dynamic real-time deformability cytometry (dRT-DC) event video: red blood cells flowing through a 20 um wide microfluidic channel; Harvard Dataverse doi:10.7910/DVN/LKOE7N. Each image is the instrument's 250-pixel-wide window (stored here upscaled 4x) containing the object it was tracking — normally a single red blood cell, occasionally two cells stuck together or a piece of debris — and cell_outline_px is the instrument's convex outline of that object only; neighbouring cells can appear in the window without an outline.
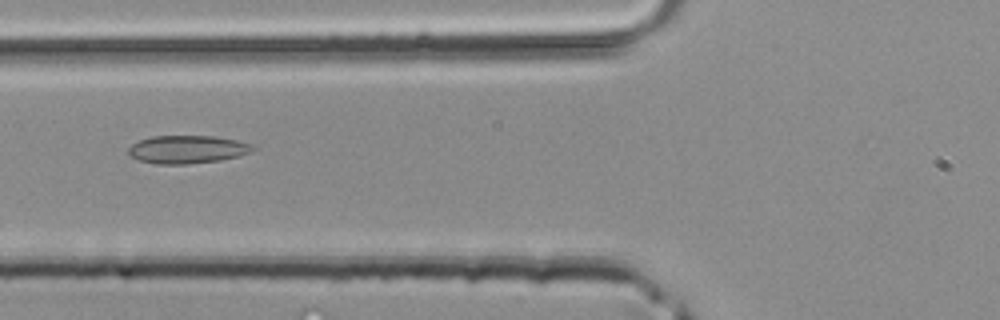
{"species": "common noctule bat (a hibernating species)", "species_latin": "Nyctalus noctula", "temperature_condition": "room temperature", "stored_images_in_passage": 37, "camera_frame_rate_fps": 3000, "um_per_image_px": 0.085, "animal": {"sex": "male", "body_mass_g": 20.4}, "frame": {"image": 1, "passage_image": 11, "time_ms": 3.333, "image_size_px": [1000, 320], "cell_outline_px": [[256, 148], [252, 152], [240, 156], [220, 160], [184, 164], [156, 164], [140, 160], [132, 156], [128, 152], [128, 148], [132, 144], [140, 140], [152, 136], [212, 136], [236, 140], [252, 144]], "centroid_in_image_um": [15.95, 12.7], "position_along_channel_um": 109.8, "area_um2": 20.23}}
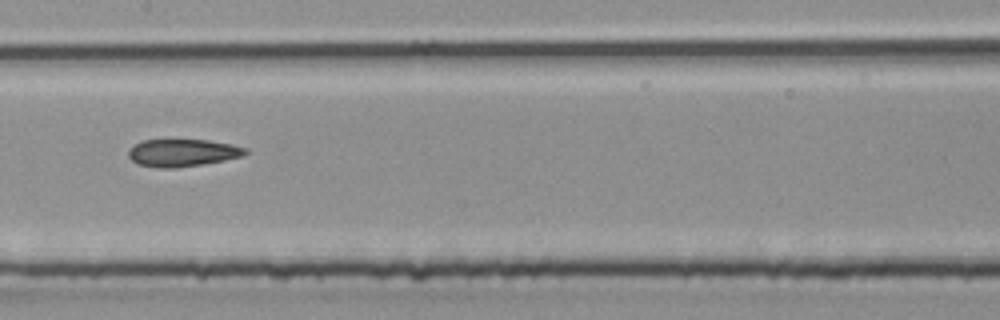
{"frame": {"image": 2, "passage_image": 16, "time_ms": 5.0, "image_size_px": [1000, 320], "cell_outline_px": [[248, 152], [240, 156], [224, 160], [176, 168], [156, 168], [136, 164], [128, 156], [128, 148], [132, 144], [144, 140], [208, 140], [248, 148]], "centroid_in_image_um": [15.43, 12.99], "position_along_channel_um": 192.0, "area_um2": 18.67}}
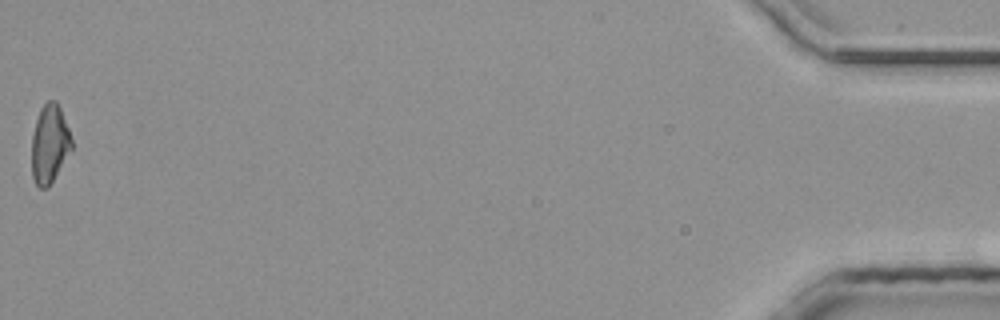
{"frame": {"image": 3, "passage_image": 37, "time_ms": 12.0, "image_size_px": [1000, 320], "cell_outline_px": [[72, 148], [48, 188], [40, 188], [36, 184], [32, 176], [32, 136], [36, 120], [40, 108], [48, 100], [56, 100], [60, 108], [68, 128], [72, 140]], "centroid_in_image_um": [4.21, 12.23], "position_along_channel_um": 431.0, "area_um2": 18.09}}